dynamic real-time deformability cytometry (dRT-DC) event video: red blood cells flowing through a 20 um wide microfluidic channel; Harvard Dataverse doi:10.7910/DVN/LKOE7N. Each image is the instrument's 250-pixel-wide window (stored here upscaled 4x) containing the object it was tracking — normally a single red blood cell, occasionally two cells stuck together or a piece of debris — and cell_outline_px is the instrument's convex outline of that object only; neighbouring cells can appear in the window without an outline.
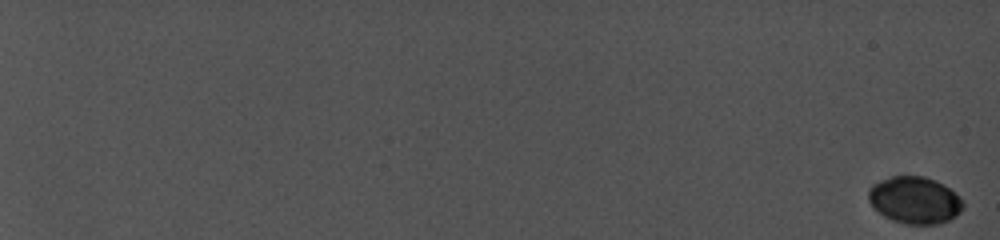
{"species": "common noctule bat (a hibernating species)", "species_latin": "Nyctalus noctula", "temperature_condition": "cold", "stored_images_in_passage": 15, "camera_frame_rate_fps": 5000, "um_per_image_px": 0.085, "animal": {"sex": "female", "body_mass_g": 19.0, "forearm_length_mm": 56.7}, "frame": {"image": 1, "passage_image": 1, "time_ms": 0.0, "image_size_px": [1000, 240], "cell_outline_px": [[964, 208], [956, 216], [940, 224], [904, 224], [892, 220], [884, 216], [872, 208], [868, 200], [868, 188], [872, 184], [880, 180], [892, 176], [924, 176], [936, 180], [944, 184], [956, 192], [964, 200]], "centroid_in_image_um": [77.76, 17.01], "position_along_channel_um": 7.2, "area_um2": 26.47}}
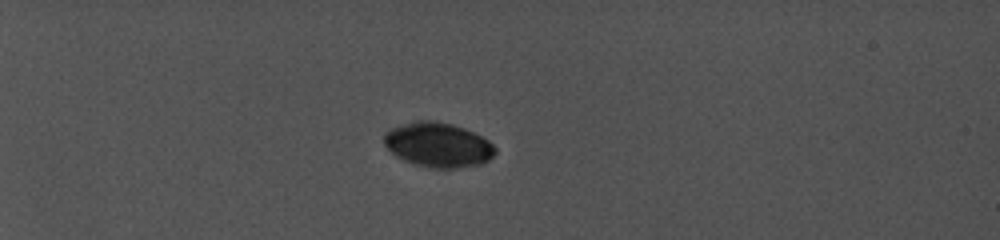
{"frame": {"image": 2, "passage_image": 11, "time_ms": 7.2, "image_size_px": [1000, 240], "cell_outline_px": [[496, 152], [488, 160], [480, 164], [456, 168], [432, 168], [412, 164], [396, 156], [384, 144], [384, 132], [392, 128], [416, 120], [432, 120], [452, 124], [464, 128], [488, 140], [496, 148]], "centroid_in_image_um": [37.22, 12.31], "position_along_channel_um": 47.8, "area_um2": 28.78}}